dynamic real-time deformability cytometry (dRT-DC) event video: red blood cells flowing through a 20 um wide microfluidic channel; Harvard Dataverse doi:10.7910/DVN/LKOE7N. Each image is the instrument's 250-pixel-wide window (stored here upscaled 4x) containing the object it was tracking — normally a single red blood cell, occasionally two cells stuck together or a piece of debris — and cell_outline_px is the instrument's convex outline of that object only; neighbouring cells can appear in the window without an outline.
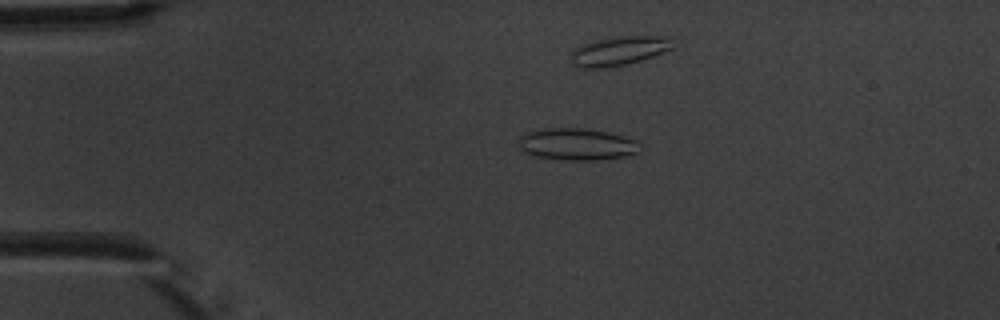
{"species": "common noctule bat (a hibernating species)", "species_latin": "Nyctalus noctula", "temperature_condition": "warm", "stored_images_in_passage": 6, "camera_frame_rate_fps": 3000, "um_per_image_px": 0.085, "animal": {"sex": "male", "body_mass_g": 20.1, "forearm_length_mm": 53.5}, "frame": {"image": 1, "passage_image": 4, "time_ms": 3.667, "image_size_px": [1000, 320], "cell_outline_px": [[636, 152], [624, 156], [596, 160], [568, 160], [536, 156], [520, 152], [520, 136], [528, 132], [540, 128], [588, 128], [608, 132], [636, 140]], "centroid_in_image_um": [48.95, 12.25], "position_along_channel_um": 36.1, "area_um2": 22.31}}
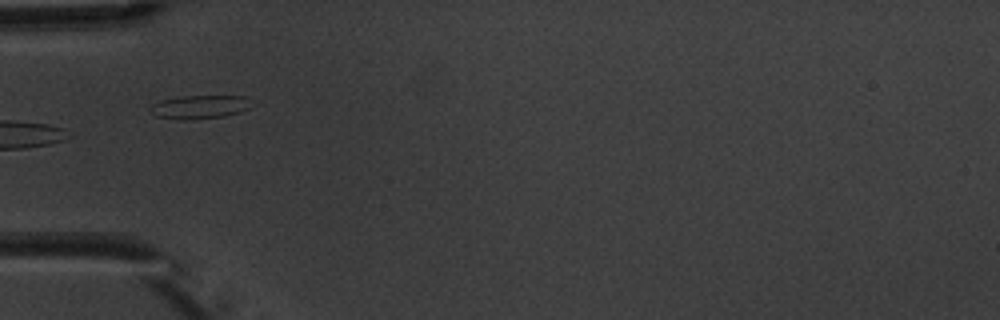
{"frame": {"image": 2, "passage_image": 6, "time_ms": 6.0, "image_size_px": [1000, 320], "cell_outline_px": [[248, 108], [240, 112], [224, 116], [184, 120], [156, 116], [148, 108], [152, 104], [160, 100], [180, 96], [248, 96]], "centroid_in_image_um": [16.92, 9.08], "position_along_channel_um": 68.1, "area_um2": 13.7}}